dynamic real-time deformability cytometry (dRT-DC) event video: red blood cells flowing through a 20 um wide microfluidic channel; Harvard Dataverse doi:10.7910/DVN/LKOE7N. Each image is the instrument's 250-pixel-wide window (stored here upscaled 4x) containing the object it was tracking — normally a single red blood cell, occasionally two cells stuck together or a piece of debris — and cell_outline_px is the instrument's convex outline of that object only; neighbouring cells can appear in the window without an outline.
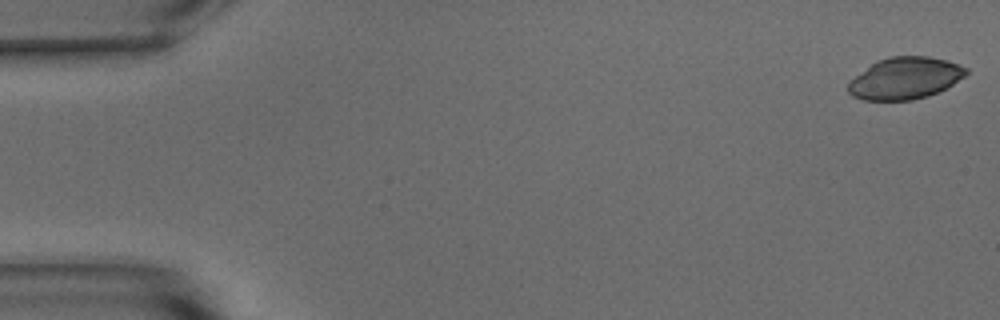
{"species": "common noctule bat (a hibernating species)", "species_latin": "Nyctalus noctula", "temperature_condition": "warm", "stored_images_in_passage": 11, "camera_frame_rate_fps": 3000, "um_per_image_px": 0.085, "animal": {"sex": "male", "body_mass_g": 15.6}, "frame": {"image": 1, "passage_image": 1, "time_ms": 0.0, "image_size_px": [1000, 320], "cell_outline_px": [[968, 72], [964, 76], [952, 84], [928, 96], [912, 100], [864, 100], [852, 96], [848, 92], [848, 84], [856, 76], [876, 60], [888, 56], [928, 56], [944, 60], [968, 68]], "centroid_in_image_um": [76.91, 6.65], "position_along_channel_um": 8.1, "area_um2": 28.44}}